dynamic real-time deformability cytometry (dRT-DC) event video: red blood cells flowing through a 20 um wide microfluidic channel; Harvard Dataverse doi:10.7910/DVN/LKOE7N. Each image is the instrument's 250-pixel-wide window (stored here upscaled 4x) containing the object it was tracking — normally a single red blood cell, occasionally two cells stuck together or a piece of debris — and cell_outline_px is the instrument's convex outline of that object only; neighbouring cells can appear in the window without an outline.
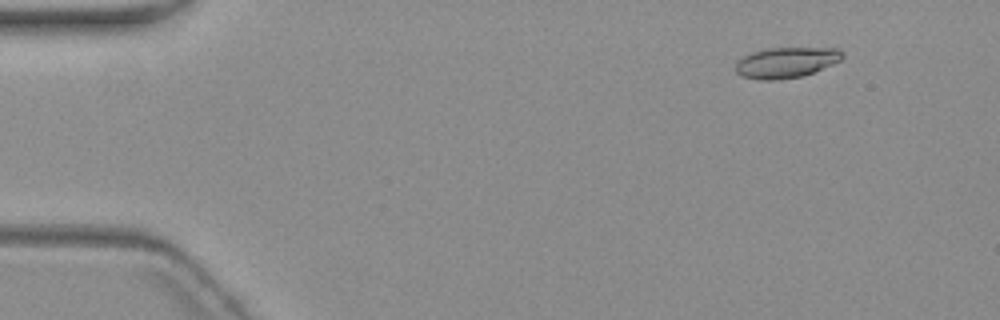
{"species": "common noctule bat (a hibernating species)", "species_latin": "Nyctalus noctula", "temperature_condition": "warm", "stored_images_in_passage": 5, "camera_frame_rate_fps": 3000, "um_per_image_px": 0.085, "animal": {"sex": "female", "body_mass_g": 19.3, "forearm_length_mm": 54.1}, "frame": {"image": 1, "passage_image": 2, "time_ms": 2.0, "image_size_px": [1000, 320], "cell_outline_px": [[844, 56], [840, 60], [832, 64], [804, 76], [776, 80], [760, 80], [740, 76], [736, 72], [736, 60], [752, 52], [768, 48], [840, 48], [844, 52]], "centroid_in_image_um": [66.82, 5.31], "position_along_channel_um": 18.2, "area_um2": 19.19}}